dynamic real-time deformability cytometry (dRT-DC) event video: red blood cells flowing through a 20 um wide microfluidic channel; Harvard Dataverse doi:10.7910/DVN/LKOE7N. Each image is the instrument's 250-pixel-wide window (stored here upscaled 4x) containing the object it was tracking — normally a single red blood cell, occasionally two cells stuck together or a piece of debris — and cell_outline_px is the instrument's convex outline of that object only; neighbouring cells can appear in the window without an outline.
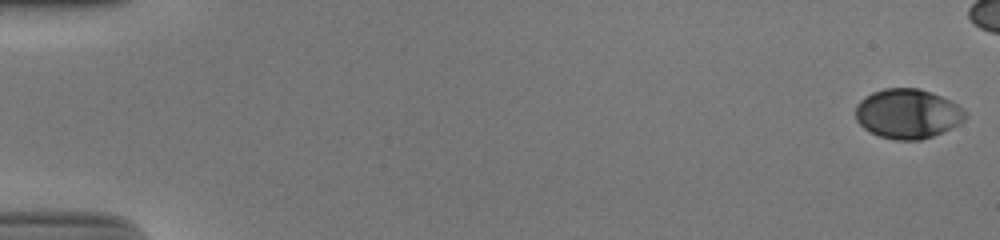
{"species": "human", "species_latin": "Homo sapiens", "temperature_condition": "cold", "stored_images_in_passage": 48, "camera_frame_rate_fps": 3000, "um_per_image_px": 0.085, "donor": {"sex": "male"}, "frame": {"image": 1, "passage_image": 1, "time_ms": 0.0, "image_size_px": [1000, 240], "cell_outline_px": [[968, 116], [960, 124], [932, 136], [920, 140], [896, 140], [880, 136], [868, 132], [856, 120], [856, 104], [864, 96], [872, 92], [884, 88], [920, 88], [932, 92], [964, 108], [968, 112]], "centroid_in_image_um": [77.15, 9.66], "position_along_channel_um": 7.8, "area_um2": 31.96}}
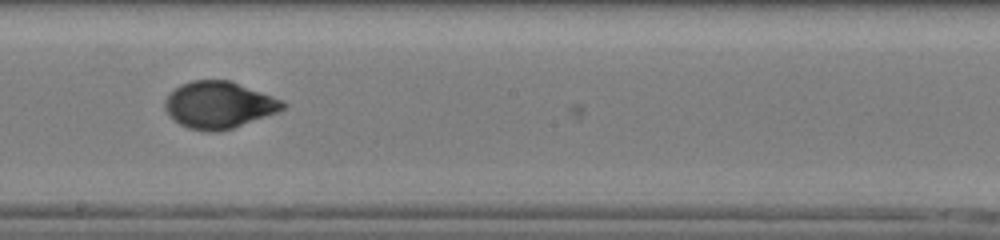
{"frame": {"image": 2, "passage_image": 32, "time_ms": 10.333, "image_size_px": [1000, 240], "cell_outline_px": [[288, 104], [284, 108], [276, 112], [232, 128], [220, 132], [204, 132], [188, 128], [172, 120], [168, 116], [164, 108], [164, 100], [180, 84], [192, 80], [228, 80], [284, 100]], "centroid_in_image_um": [18.57, 8.93], "position_along_channel_um": 229.6, "area_um2": 32.19}}
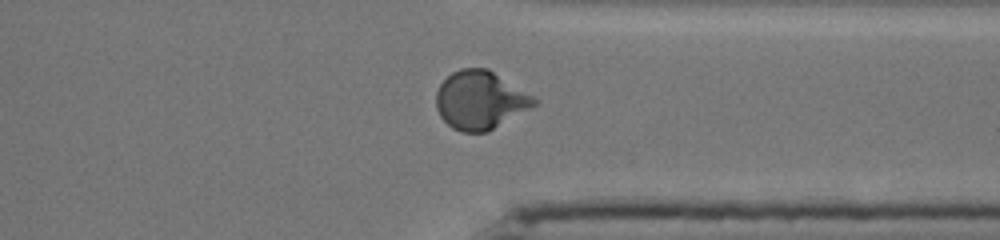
{"frame": {"image": 3, "passage_image": 43, "time_ms": 14.0, "image_size_px": [1000, 240], "cell_outline_px": [[540, 100], [536, 104], [488, 132], [460, 132], [452, 128], [440, 116], [436, 108], [436, 92], [440, 84], [452, 72], [460, 68], [488, 68], [536, 96]], "centroid_in_image_um": [40.83, 8.5], "position_along_channel_um": 370.6, "area_um2": 33.52}}